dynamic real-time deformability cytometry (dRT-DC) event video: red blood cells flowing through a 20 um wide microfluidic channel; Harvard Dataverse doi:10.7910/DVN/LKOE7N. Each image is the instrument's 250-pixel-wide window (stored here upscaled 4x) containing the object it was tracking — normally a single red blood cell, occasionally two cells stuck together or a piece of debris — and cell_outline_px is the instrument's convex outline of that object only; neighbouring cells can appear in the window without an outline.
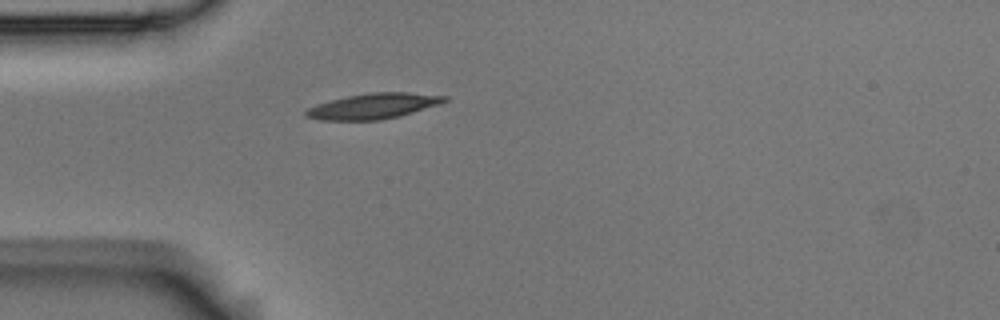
{"species": "Egyptian fruit bat (a non-hibernating species)", "species_latin": "Rousettus aegyptiacus", "temperature_condition": "room temperature", "stored_images_in_passage": 1, "camera_frame_rate_fps": 3000, "um_per_image_px": 0.085, "animal": {"sex": "male"}, "frame": {"image": 1, "passage_image": 1, "time_ms": 0.0, "image_size_px": [1000, 320], "cell_outline_px": [[448, 100], [440, 104], [400, 116], [380, 120], [320, 120], [304, 116], [304, 112], [308, 108], [332, 100], [348, 96], [372, 92], [408, 92], [448, 96]], "centroid_in_image_um": [31.77, 9.02], "position_along_channel_um": 53.2, "area_um2": 20.46}}